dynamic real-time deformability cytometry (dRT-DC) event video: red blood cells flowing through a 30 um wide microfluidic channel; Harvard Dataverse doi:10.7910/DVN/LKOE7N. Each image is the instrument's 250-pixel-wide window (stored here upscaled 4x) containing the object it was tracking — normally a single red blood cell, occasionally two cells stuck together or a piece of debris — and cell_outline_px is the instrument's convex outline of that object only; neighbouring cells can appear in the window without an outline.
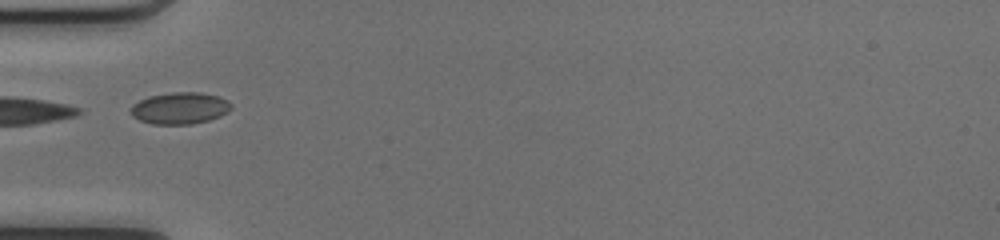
{"species": "common noctule bat (a hibernating species)", "species_latin": "Nyctalus noctula", "temperature_condition": "cold", "stored_images_in_passage": 7, "camera_frame_rate_fps": 3000, "um_per_image_px": 0.085, "animal": {"sex": "female", "body_mass_g": 17.0, "forearm_length_mm": 48.0}, "frame": {"image": 1, "passage_image": 1, "time_ms": 0.0, "image_size_px": [1000, 240], "cell_outline_px": [[228, 108], [224, 112], [216, 116], [204, 120], [184, 124], [156, 124], [140, 120], [132, 112], [132, 108], [140, 100], [152, 96], [188, 92], [216, 96], [224, 100], [228, 104]], "centroid_in_image_um": [15.22, 9.21], "position_along_channel_um": 69.8, "area_um2": 16.94}}